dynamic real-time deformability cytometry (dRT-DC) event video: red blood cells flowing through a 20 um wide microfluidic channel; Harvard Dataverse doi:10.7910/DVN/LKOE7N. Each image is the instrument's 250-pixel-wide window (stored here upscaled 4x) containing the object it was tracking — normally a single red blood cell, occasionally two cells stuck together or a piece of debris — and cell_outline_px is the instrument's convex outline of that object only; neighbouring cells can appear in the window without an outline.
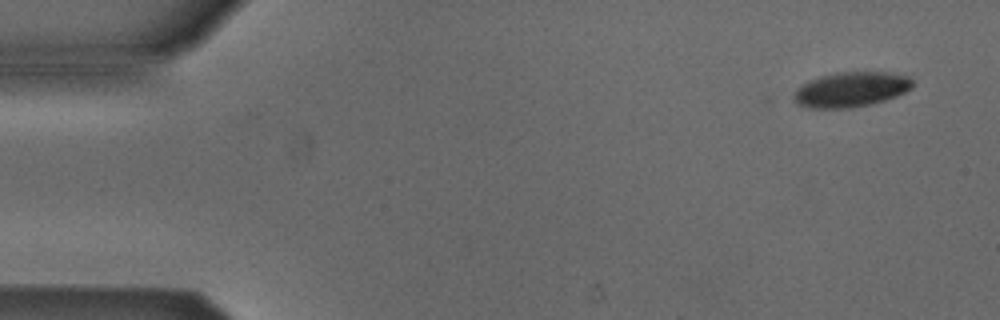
{"species": "Egyptian fruit bat (a non-hibernating species)", "species_latin": "Rousettus aegyptiacus", "temperature_condition": "cold", "stored_images_in_passage": 4, "camera_frame_rate_fps": 3000, "um_per_image_px": 0.085, "animal": {"sex": "male"}, "frame": {"image": 1, "passage_image": 1, "time_ms": 0.0, "image_size_px": [1000, 320], "cell_outline_px": [[912, 88], [896, 96], [884, 100], [868, 104], [844, 108], [812, 108], [796, 104], [792, 100], [792, 92], [796, 88], [808, 80], [820, 76], [836, 72], [888, 72], [908, 76], [912, 80]], "centroid_in_image_um": [72.27, 7.59], "position_along_channel_um": 12.7, "area_um2": 24.28}}
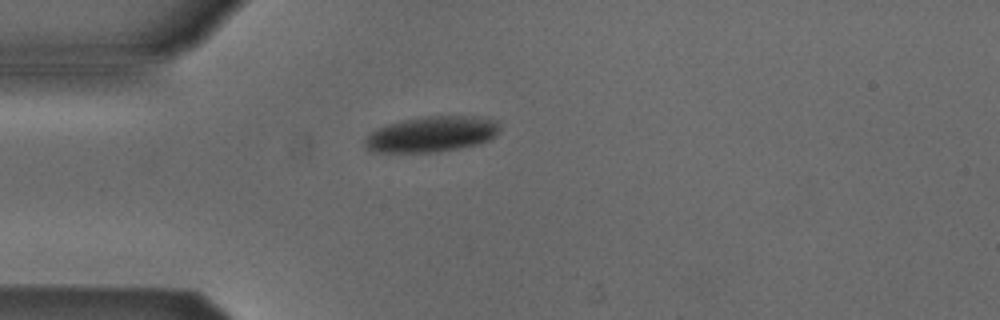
{"frame": {"image": 2, "passage_image": 4, "time_ms": 3.667, "image_size_px": [1000, 320], "cell_outline_px": [[500, 128], [496, 136], [488, 140], [476, 144], [456, 148], [432, 152], [368, 152], [364, 144], [364, 140], [376, 128], [400, 120], [428, 116], [488, 116], [496, 120], [500, 124]], "centroid_in_image_um": [36.7, 11.39], "position_along_channel_um": 48.3, "area_um2": 28.15}}